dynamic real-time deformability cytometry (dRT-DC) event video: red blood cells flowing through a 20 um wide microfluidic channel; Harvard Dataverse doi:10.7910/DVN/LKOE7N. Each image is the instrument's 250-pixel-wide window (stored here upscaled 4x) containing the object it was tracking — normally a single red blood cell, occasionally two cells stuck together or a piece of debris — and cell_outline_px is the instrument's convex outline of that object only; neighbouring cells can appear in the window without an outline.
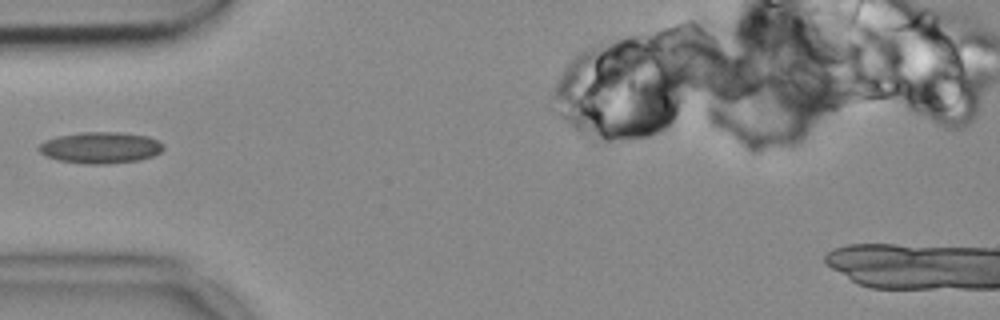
{"species": "common noctule bat (a hibernating species)", "species_latin": "Nyctalus noctula", "temperature_condition": "cold", "stored_images_in_passage": 11, "camera_frame_rate_fps": 3000, "um_per_image_px": 0.085, "animal": {"sex": "female", "body_mass_g": 18.4}, "frame": {"image": 1, "passage_image": 1, "time_ms": 0.0, "image_size_px": [1000, 320], "cell_outline_px": [[164, 148], [160, 152], [152, 156], [140, 160], [104, 164], [84, 164], [60, 160], [48, 156], [40, 152], [36, 148], [44, 140], [56, 136], [80, 132], [120, 132], [148, 136], [164, 144]], "centroid_in_image_um": [8.53, 12.54], "position_along_channel_um": 76.5, "area_um2": 22.83}}